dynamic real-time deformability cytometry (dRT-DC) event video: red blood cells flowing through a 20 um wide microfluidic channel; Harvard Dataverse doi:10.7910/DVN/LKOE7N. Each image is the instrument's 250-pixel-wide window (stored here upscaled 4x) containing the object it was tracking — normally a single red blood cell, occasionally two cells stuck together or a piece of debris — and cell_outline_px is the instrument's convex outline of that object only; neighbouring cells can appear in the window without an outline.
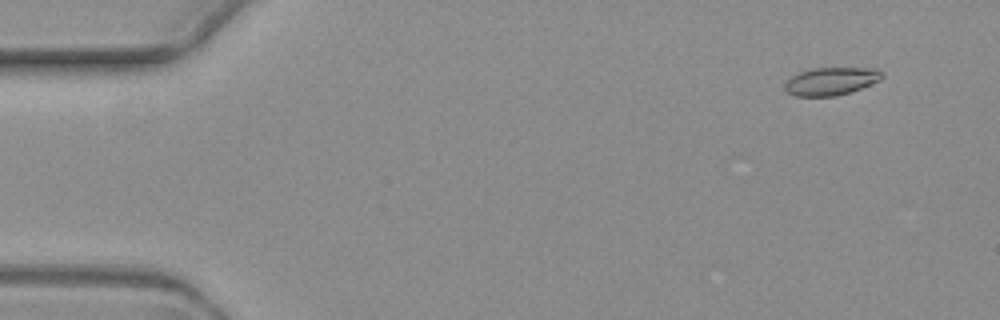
{"species": "common noctule bat (a hibernating species)", "species_latin": "Nyctalus noctula", "temperature_condition": "warm", "stored_images_in_passage": 5, "camera_frame_rate_fps": 3000, "um_per_image_px": 0.085, "animal": {"sex": "female", "body_mass_g": 19.3, "forearm_length_mm": 54.1}, "frame": {"image": 1, "passage_image": 2, "time_ms": 1.0, "image_size_px": [1000, 320], "cell_outline_px": [[884, 76], [880, 80], [852, 92], [836, 96], [796, 96], [788, 92], [784, 88], [784, 84], [792, 76], [800, 72], [812, 68], [876, 68], [884, 72]], "centroid_in_image_um": [70.68, 6.9], "position_along_channel_um": 14.3, "area_um2": 15.84}}